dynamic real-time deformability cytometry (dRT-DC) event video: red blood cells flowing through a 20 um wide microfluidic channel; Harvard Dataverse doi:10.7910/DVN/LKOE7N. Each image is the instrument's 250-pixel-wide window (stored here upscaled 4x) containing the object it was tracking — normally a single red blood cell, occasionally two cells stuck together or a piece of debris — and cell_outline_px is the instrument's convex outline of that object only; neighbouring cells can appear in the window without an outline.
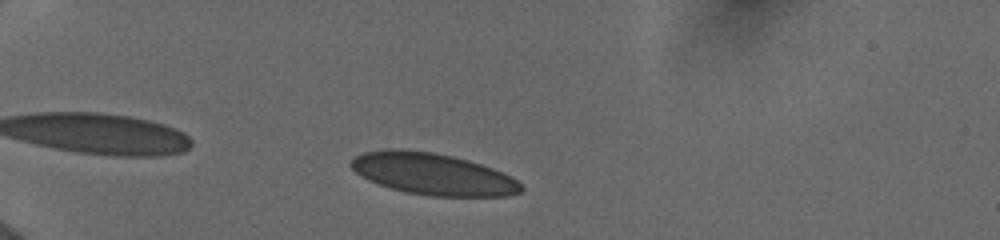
{"species": "human", "species_latin": "Homo sapiens", "temperature_condition": "cold", "stored_images_in_passage": 33, "camera_frame_rate_fps": 3000, "um_per_image_px": 0.085, "donor": {"sex": "female"}, "frame": {"image": 1, "passage_image": 6, "time_ms": 1.667, "image_size_px": [1000, 240], "cell_outline_px": [[524, 188], [520, 192], [508, 196], [432, 196], [408, 192], [392, 188], [368, 180], [360, 176], [348, 164], [356, 156], [364, 152], [384, 148], [400, 148], [436, 152], [468, 160], [492, 168], [512, 176]], "centroid_in_image_um": [36.77, 14.77], "position_along_channel_um": 48.2, "area_um2": 41.38}}
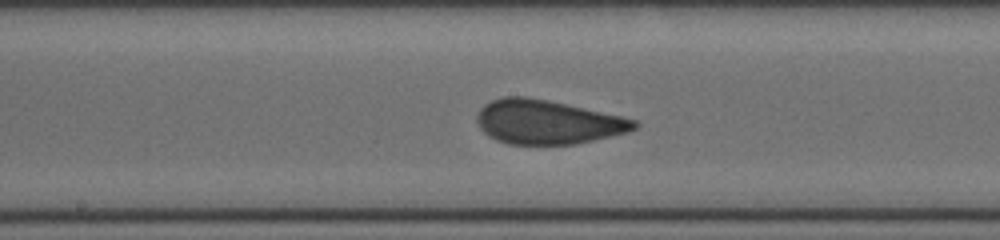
{"frame": {"image": 2, "passage_image": 20, "time_ms": 6.667, "image_size_px": [1000, 240], "cell_outline_px": [[640, 124], [636, 128], [628, 132], [576, 144], [508, 144], [496, 140], [488, 136], [480, 128], [476, 120], [476, 116], [480, 108], [484, 104], [492, 100], [504, 96], [524, 96], [548, 100], [620, 116], [636, 120]], "centroid_in_image_um": [46.5, 10.37], "position_along_channel_um": 201.7, "area_um2": 40.34}}
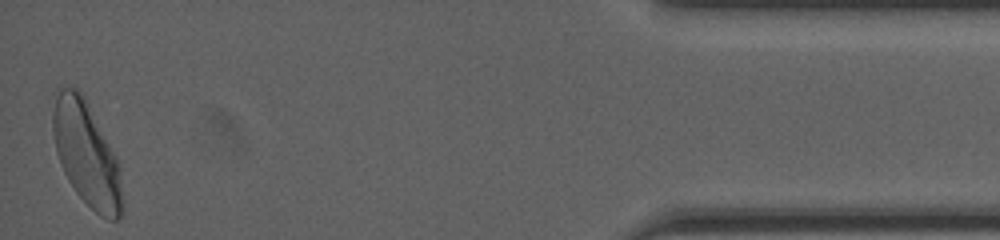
{"frame": {"image": 3, "passage_image": 33, "time_ms": 14.0, "image_size_px": [1000, 240], "cell_outline_px": [[124, 208], [120, 216], [116, 220], [108, 220], [100, 216], [76, 192], [68, 180], [60, 164], [56, 152], [52, 132], [52, 112], [56, 88], [76, 88], [84, 96], [116, 156], [120, 164], [124, 200]], "centroid_in_image_um": [7.37, 13.11], "position_along_channel_um": 427.8, "area_um2": 42.54}, "authors_computed_cell_mechanics": {"area_um2": 40.6912, "velocity_mm_per_s": 3.9678, "shape_relaxation_time_tau1_ms": 6.135, "shape_relaxation_time_tau2_ms": null, "deformation_change_tau1": 0.1336, "deformation_change_tau2": null}}